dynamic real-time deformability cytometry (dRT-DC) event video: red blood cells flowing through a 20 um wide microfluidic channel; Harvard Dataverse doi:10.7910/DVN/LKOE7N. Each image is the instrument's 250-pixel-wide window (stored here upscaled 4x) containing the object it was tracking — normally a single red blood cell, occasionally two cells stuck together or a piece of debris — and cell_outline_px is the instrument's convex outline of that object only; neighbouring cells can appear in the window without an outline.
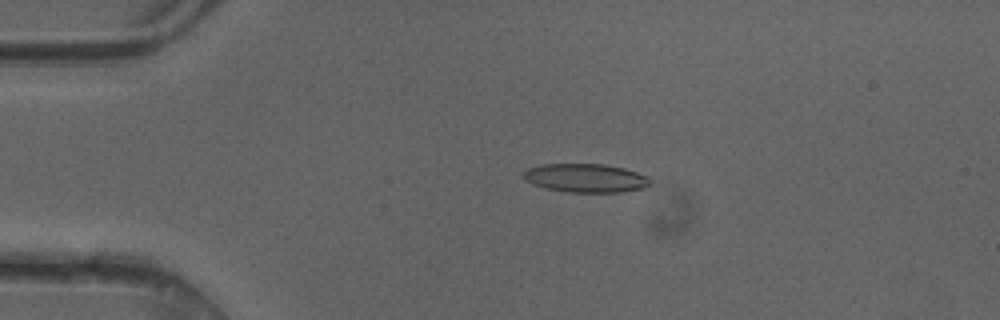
{"species": "common noctule bat (a hibernating species)", "species_latin": "Nyctalus noctula", "temperature_condition": "cold", "stored_images_in_passage": 49, "camera_frame_rate_fps": 3000, "um_per_image_px": 0.085, "animal": {"sex": "female"}, "frame": {"image": 1, "passage_image": 11, "time_ms": 3.333, "image_size_px": [1000, 320], "cell_outline_px": [[652, 184], [644, 188], [620, 192], [568, 192], [548, 188], [532, 184], [524, 180], [524, 172], [528, 168], [540, 164], [604, 164], [624, 168], [648, 176], [652, 180]], "centroid_in_image_um": [49.81, 15.13], "position_along_channel_um": 35.2, "area_um2": 21.21}}
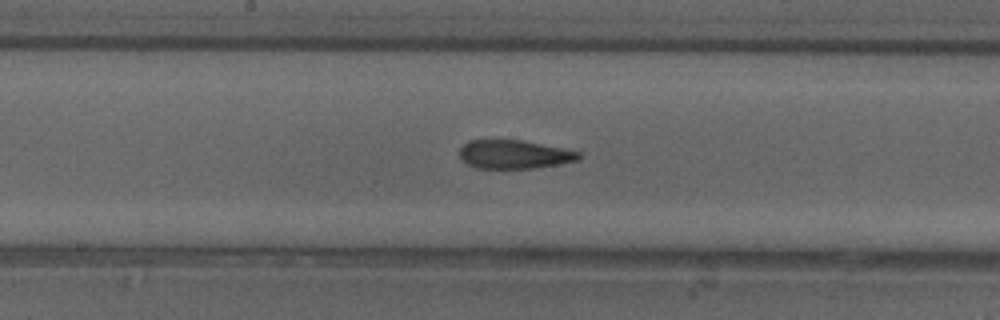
{"frame": {"image": 2, "passage_image": 26, "time_ms": 8.333, "image_size_px": [1000, 320], "cell_outline_px": [[584, 156], [580, 160], [532, 168], [476, 168], [468, 164], [460, 156], [460, 148], [468, 140], [520, 140], [580, 152]], "centroid_in_image_um": [43.71, 13.12], "position_along_channel_um": 204.5, "area_um2": 19.59}}
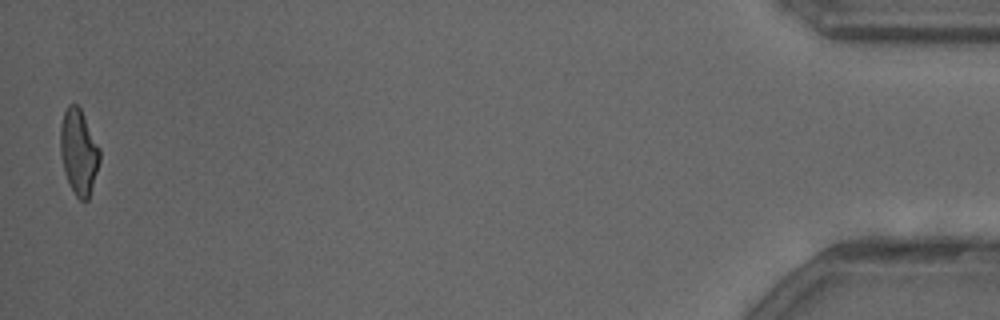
{"frame": {"image": 3, "passage_image": 49, "time_ms": 16.0, "image_size_px": [1000, 320], "cell_outline_px": [[100, 160], [88, 200], [84, 204], [76, 196], [64, 172], [60, 156], [60, 124], [64, 112], [68, 104], [76, 104], [80, 108], [100, 148]], "centroid_in_image_um": [6.68, 12.91], "position_along_channel_um": 428.5, "area_um2": 19.59}, "authors_computed_cell_mechanics": {"area_um2": 20.808, "velocity_mm_per_s": 4.1922, "shape_relaxation_time_tau1_ms": 6.8922, "shape_relaxation_time_tau2_ms": 2.3264, "deformation_change_tau1": 0.2349, "deformation_change_tau2": 0.1236}}